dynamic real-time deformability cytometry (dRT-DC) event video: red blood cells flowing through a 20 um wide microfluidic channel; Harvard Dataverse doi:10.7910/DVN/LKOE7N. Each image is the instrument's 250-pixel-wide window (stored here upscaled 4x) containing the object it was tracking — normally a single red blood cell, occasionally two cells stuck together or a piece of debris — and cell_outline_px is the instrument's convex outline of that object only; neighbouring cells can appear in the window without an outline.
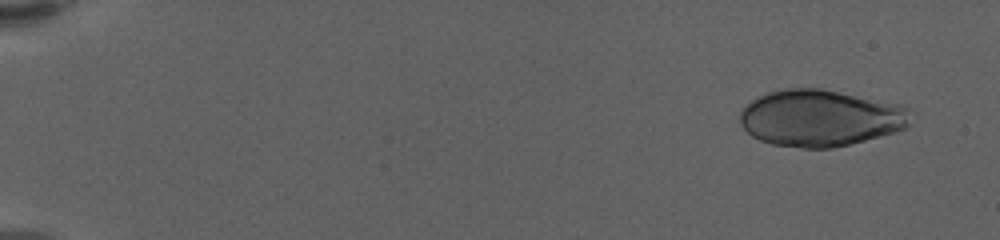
{"species": "human", "species_latin": "Homo sapiens", "temperature_condition": "warm", "stored_images_in_passage": 61, "camera_frame_rate_fps": 3000, "um_per_image_px": 0.085, "donor": {"sex": "female"}, "frame": {"image": 1, "passage_image": 4, "time_ms": 1.0, "image_size_px": [1000, 240], "cell_outline_px": [[908, 128], [896, 132], [832, 148], [800, 148], [772, 144], [760, 140], [752, 136], [740, 124], [740, 108], [752, 100], [768, 92], [788, 88], [820, 88], [904, 104], [908, 108]], "centroid_in_image_um": [69.72, 10.03], "position_along_channel_um": 15.3, "area_um2": 56.53}}
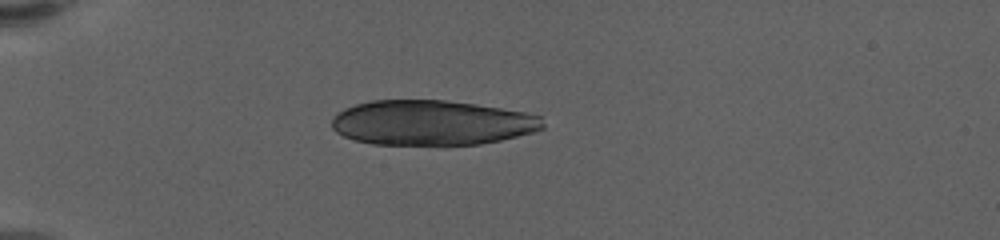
{"frame": {"image": 2, "passage_image": 18, "time_ms": 5.667, "image_size_px": [1000, 240], "cell_outline_px": [[544, 128], [532, 132], [500, 140], [480, 144], [372, 144], [352, 140], [336, 132], [332, 128], [332, 120], [336, 112], [344, 108], [356, 104], [372, 100], [444, 100], [476, 104], [524, 112], [540, 116], [544, 124]], "centroid_in_image_um": [36.65, 10.42], "position_along_channel_um": 48.3, "area_um2": 55.2}}